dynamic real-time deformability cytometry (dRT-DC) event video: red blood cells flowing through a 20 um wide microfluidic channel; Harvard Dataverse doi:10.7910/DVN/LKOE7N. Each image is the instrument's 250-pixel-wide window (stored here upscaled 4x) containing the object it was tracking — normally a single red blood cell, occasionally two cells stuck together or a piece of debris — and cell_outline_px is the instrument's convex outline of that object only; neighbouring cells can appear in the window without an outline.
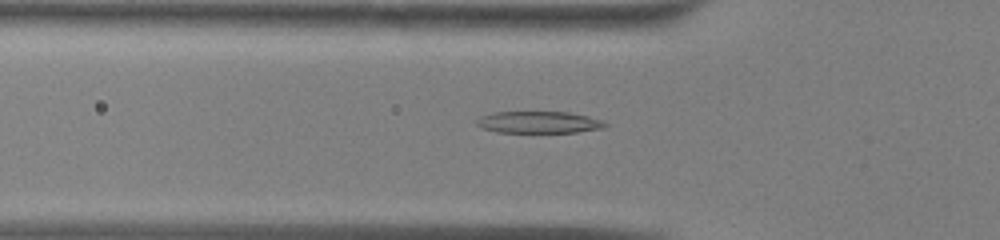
{"species": "common noctule bat (a hibernating species)", "species_latin": "Nyctalus noctula", "temperature_condition": "warm", "stored_images_in_passage": 51, "camera_frame_rate_fps": 3000, "um_per_image_px": 0.085, "animal": {"sex": "male", "body_mass_g": 13.0, "forearm_length_mm": 53.1}, "frame": {"image": 1, "passage_image": 17, "time_ms": 5.333, "image_size_px": [1000, 240], "cell_outline_px": [[608, 124], [604, 128], [576, 132], [496, 132], [480, 128], [476, 124], [476, 120], [480, 116], [492, 112], [568, 112], [588, 116], [604, 120]], "centroid_in_image_um": [45.79, 10.39], "position_along_channel_um": 80.0, "area_um2": 16.47}}
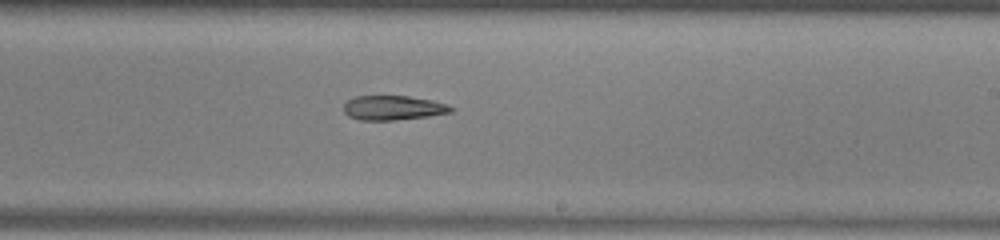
{"frame": {"image": 2, "passage_image": 30, "time_ms": 9.667, "image_size_px": [1000, 240], "cell_outline_px": [[456, 108], [452, 112], [428, 116], [392, 120], [360, 120], [348, 116], [344, 112], [344, 104], [352, 96], [408, 96], [432, 100]], "centroid_in_image_um": [33.39, 9.16], "position_along_channel_um": 255.6, "area_um2": 15.26}}
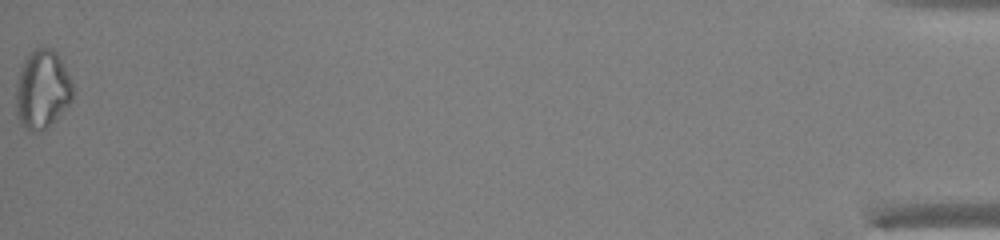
{"frame": {"image": 3, "passage_image": 51, "time_ms": 16.667, "image_size_px": [1000, 240], "cell_outline_px": [[72, 100], [40, 132], [32, 132], [24, 128], [20, 124], [16, 112], [16, 88], [20, 68], [28, 52], [32, 48], [52, 48], [56, 52], [72, 80]], "centroid_in_image_um": [3.56, 7.57], "position_along_channel_um": 431.6, "area_um2": 25.84}, "authors_computed_cell_mechanics": {"area_um2": 18.7272, "velocity_mm_per_s": 4.0495, "shape_relaxation_time_tau1_ms": 10.9778, "shape_relaxation_time_tau2_ms": null, "deformation_change_tau1": 0.2642, "deformation_change_tau2": null}}